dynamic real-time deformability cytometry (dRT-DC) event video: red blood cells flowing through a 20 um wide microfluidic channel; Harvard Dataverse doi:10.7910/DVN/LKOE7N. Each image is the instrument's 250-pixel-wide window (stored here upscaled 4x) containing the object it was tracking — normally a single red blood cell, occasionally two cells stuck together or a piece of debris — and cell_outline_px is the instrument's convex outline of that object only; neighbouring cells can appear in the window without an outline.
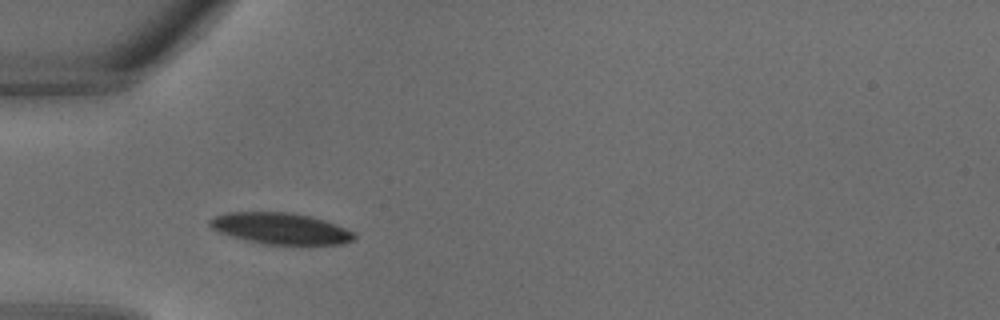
{"species": "common noctule bat (a hibernating species)", "species_latin": "Nyctalus noctula", "temperature_condition": "warm", "stored_images_in_passage": 28, "camera_frame_rate_fps": 3000, "um_per_image_px": 0.085, "animal": {"sex": "male", "body_mass_g": 18.8}, "frame": {"image": 1, "passage_image": 5, "time_ms": 1.333, "image_size_px": [1000, 320], "cell_outline_px": [[356, 236], [352, 240], [340, 244], [268, 244], [248, 240], [232, 236], [220, 232], [212, 228], [208, 224], [208, 220], [224, 212], [292, 212], [312, 216], [324, 220], [344, 228], [352, 232]], "centroid_in_image_um": [23.82, 19.4], "position_along_channel_um": 61.2, "area_um2": 26.01}}
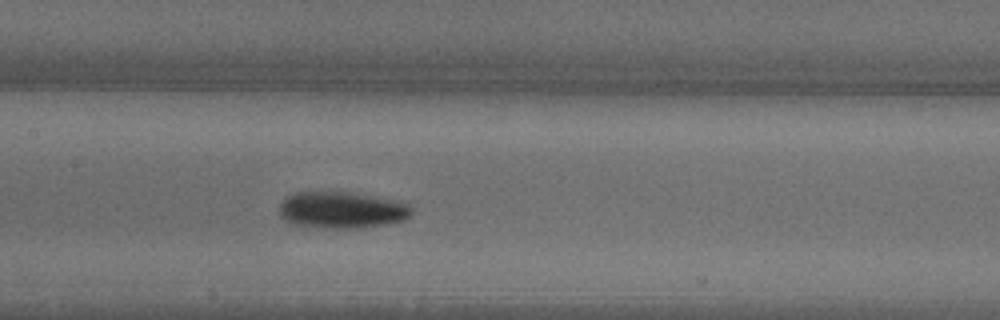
{"frame": {"image": 2, "passage_image": 11, "time_ms": 3.333, "image_size_px": [1000, 320], "cell_outline_px": [[412, 212], [408, 216], [400, 220], [388, 224], [360, 228], [324, 228], [296, 224], [284, 220], [280, 216], [280, 204], [288, 196], [296, 192], [348, 192], [404, 200], [412, 208]], "centroid_in_image_um": [29.09, 17.84], "position_along_channel_um": 178.3, "area_um2": 28.32}}
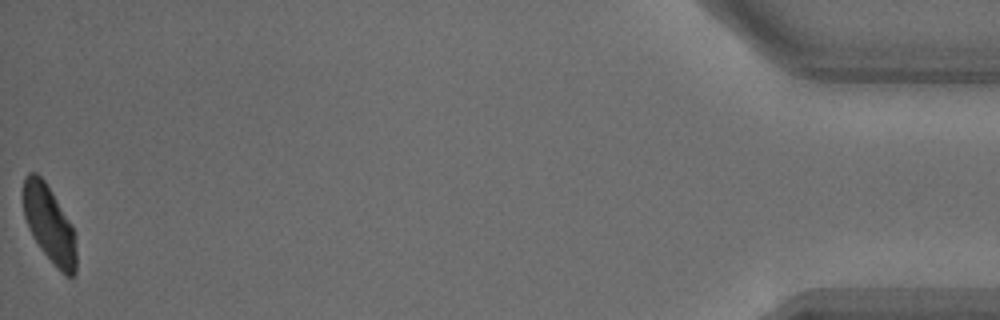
{"frame": {"image": 3, "passage_image": 28, "time_ms": 9.0, "image_size_px": [1000, 320], "cell_outline_px": [[76, 272], [72, 276], [68, 276], [40, 248], [32, 236], [28, 228], [24, 216], [24, 176], [28, 172], [36, 172], [44, 180], [52, 192], [72, 224], [76, 232]], "centroid_in_image_um": [4.2, 19.01], "position_along_channel_um": 431.0, "area_um2": 23.47}}